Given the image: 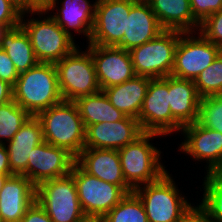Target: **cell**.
I'll use <instances>...</instances> for the list:
<instances>
[{"mask_svg":"<svg viewBox=\"0 0 222 222\" xmlns=\"http://www.w3.org/2000/svg\"><path fill=\"white\" fill-rule=\"evenodd\" d=\"M101 222H148V218L140 198L134 193H128L114 206Z\"/></svg>","mask_w":222,"mask_h":222,"instance_id":"28","label":"cell"},{"mask_svg":"<svg viewBox=\"0 0 222 222\" xmlns=\"http://www.w3.org/2000/svg\"><path fill=\"white\" fill-rule=\"evenodd\" d=\"M180 36L181 31L164 30L155 39L132 48L129 52L136 75L151 79L170 76Z\"/></svg>","mask_w":222,"mask_h":222,"instance_id":"8","label":"cell"},{"mask_svg":"<svg viewBox=\"0 0 222 222\" xmlns=\"http://www.w3.org/2000/svg\"><path fill=\"white\" fill-rule=\"evenodd\" d=\"M160 136L144 132L135 141L118 150L123 176L133 190L157 181L167 172L160 161L162 152L150 143Z\"/></svg>","mask_w":222,"mask_h":222,"instance_id":"4","label":"cell"},{"mask_svg":"<svg viewBox=\"0 0 222 222\" xmlns=\"http://www.w3.org/2000/svg\"><path fill=\"white\" fill-rule=\"evenodd\" d=\"M19 73L15 69L14 63L6 52L0 49V80L14 86Z\"/></svg>","mask_w":222,"mask_h":222,"instance_id":"35","label":"cell"},{"mask_svg":"<svg viewBox=\"0 0 222 222\" xmlns=\"http://www.w3.org/2000/svg\"><path fill=\"white\" fill-rule=\"evenodd\" d=\"M71 174L81 209L88 220H100L127 195L120 186L86 173L76 162Z\"/></svg>","mask_w":222,"mask_h":222,"instance_id":"9","label":"cell"},{"mask_svg":"<svg viewBox=\"0 0 222 222\" xmlns=\"http://www.w3.org/2000/svg\"><path fill=\"white\" fill-rule=\"evenodd\" d=\"M43 5H45L49 0H39Z\"/></svg>","mask_w":222,"mask_h":222,"instance_id":"44","label":"cell"},{"mask_svg":"<svg viewBox=\"0 0 222 222\" xmlns=\"http://www.w3.org/2000/svg\"><path fill=\"white\" fill-rule=\"evenodd\" d=\"M0 222H4V220H3V218H2V216L0 215Z\"/></svg>","mask_w":222,"mask_h":222,"instance_id":"46","label":"cell"},{"mask_svg":"<svg viewBox=\"0 0 222 222\" xmlns=\"http://www.w3.org/2000/svg\"><path fill=\"white\" fill-rule=\"evenodd\" d=\"M215 172L222 178V165Z\"/></svg>","mask_w":222,"mask_h":222,"instance_id":"43","label":"cell"},{"mask_svg":"<svg viewBox=\"0 0 222 222\" xmlns=\"http://www.w3.org/2000/svg\"><path fill=\"white\" fill-rule=\"evenodd\" d=\"M143 132L163 136L172 133V113L169 105L168 76L149 82L143 106L137 118Z\"/></svg>","mask_w":222,"mask_h":222,"instance_id":"12","label":"cell"},{"mask_svg":"<svg viewBox=\"0 0 222 222\" xmlns=\"http://www.w3.org/2000/svg\"><path fill=\"white\" fill-rule=\"evenodd\" d=\"M0 174H12L5 144H0Z\"/></svg>","mask_w":222,"mask_h":222,"instance_id":"40","label":"cell"},{"mask_svg":"<svg viewBox=\"0 0 222 222\" xmlns=\"http://www.w3.org/2000/svg\"><path fill=\"white\" fill-rule=\"evenodd\" d=\"M76 158L67 150L44 141L28 157L27 178L35 185L71 173Z\"/></svg>","mask_w":222,"mask_h":222,"instance_id":"14","label":"cell"},{"mask_svg":"<svg viewBox=\"0 0 222 222\" xmlns=\"http://www.w3.org/2000/svg\"><path fill=\"white\" fill-rule=\"evenodd\" d=\"M172 178L167 171L157 181L133 190L143 203L148 222H180L193 207Z\"/></svg>","mask_w":222,"mask_h":222,"instance_id":"5","label":"cell"},{"mask_svg":"<svg viewBox=\"0 0 222 222\" xmlns=\"http://www.w3.org/2000/svg\"><path fill=\"white\" fill-rule=\"evenodd\" d=\"M137 0H95L94 23L88 44L116 47L126 32L131 6Z\"/></svg>","mask_w":222,"mask_h":222,"instance_id":"11","label":"cell"},{"mask_svg":"<svg viewBox=\"0 0 222 222\" xmlns=\"http://www.w3.org/2000/svg\"><path fill=\"white\" fill-rule=\"evenodd\" d=\"M20 222H53L45 209L35 200Z\"/></svg>","mask_w":222,"mask_h":222,"instance_id":"36","label":"cell"},{"mask_svg":"<svg viewBox=\"0 0 222 222\" xmlns=\"http://www.w3.org/2000/svg\"><path fill=\"white\" fill-rule=\"evenodd\" d=\"M13 100V86L0 80V106Z\"/></svg>","mask_w":222,"mask_h":222,"instance_id":"39","label":"cell"},{"mask_svg":"<svg viewBox=\"0 0 222 222\" xmlns=\"http://www.w3.org/2000/svg\"><path fill=\"white\" fill-rule=\"evenodd\" d=\"M190 6L194 18L201 24L222 9V0H190Z\"/></svg>","mask_w":222,"mask_h":222,"instance_id":"34","label":"cell"},{"mask_svg":"<svg viewBox=\"0 0 222 222\" xmlns=\"http://www.w3.org/2000/svg\"><path fill=\"white\" fill-rule=\"evenodd\" d=\"M206 174L203 180V199L199 207L213 222H222V178L216 172Z\"/></svg>","mask_w":222,"mask_h":222,"instance_id":"27","label":"cell"},{"mask_svg":"<svg viewBox=\"0 0 222 222\" xmlns=\"http://www.w3.org/2000/svg\"><path fill=\"white\" fill-rule=\"evenodd\" d=\"M35 198L36 186L26 176H9L0 191V215L4 222H20Z\"/></svg>","mask_w":222,"mask_h":222,"instance_id":"20","label":"cell"},{"mask_svg":"<svg viewBox=\"0 0 222 222\" xmlns=\"http://www.w3.org/2000/svg\"><path fill=\"white\" fill-rule=\"evenodd\" d=\"M163 31L149 3L146 0H137L131 6L124 37L116 47L130 51L155 39Z\"/></svg>","mask_w":222,"mask_h":222,"instance_id":"21","label":"cell"},{"mask_svg":"<svg viewBox=\"0 0 222 222\" xmlns=\"http://www.w3.org/2000/svg\"><path fill=\"white\" fill-rule=\"evenodd\" d=\"M164 30L195 32L200 23L194 18L190 0H146Z\"/></svg>","mask_w":222,"mask_h":222,"instance_id":"24","label":"cell"},{"mask_svg":"<svg viewBox=\"0 0 222 222\" xmlns=\"http://www.w3.org/2000/svg\"><path fill=\"white\" fill-rule=\"evenodd\" d=\"M185 137L179 146L193 160L207 162L206 171L215 172L222 165V133L201 126L197 121L181 129Z\"/></svg>","mask_w":222,"mask_h":222,"instance_id":"15","label":"cell"},{"mask_svg":"<svg viewBox=\"0 0 222 222\" xmlns=\"http://www.w3.org/2000/svg\"><path fill=\"white\" fill-rule=\"evenodd\" d=\"M221 51L220 46L207 40L200 32H181L171 76L194 81Z\"/></svg>","mask_w":222,"mask_h":222,"instance_id":"10","label":"cell"},{"mask_svg":"<svg viewBox=\"0 0 222 222\" xmlns=\"http://www.w3.org/2000/svg\"><path fill=\"white\" fill-rule=\"evenodd\" d=\"M22 13L11 0H0V26L11 29L20 25Z\"/></svg>","mask_w":222,"mask_h":222,"instance_id":"33","label":"cell"},{"mask_svg":"<svg viewBox=\"0 0 222 222\" xmlns=\"http://www.w3.org/2000/svg\"><path fill=\"white\" fill-rule=\"evenodd\" d=\"M197 122L222 133V94L202 97Z\"/></svg>","mask_w":222,"mask_h":222,"instance_id":"31","label":"cell"},{"mask_svg":"<svg viewBox=\"0 0 222 222\" xmlns=\"http://www.w3.org/2000/svg\"><path fill=\"white\" fill-rule=\"evenodd\" d=\"M169 105L172 113V133L198 120L202 97L192 80L168 76Z\"/></svg>","mask_w":222,"mask_h":222,"instance_id":"17","label":"cell"},{"mask_svg":"<svg viewBox=\"0 0 222 222\" xmlns=\"http://www.w3.org/2000/svg\"><path fill=\"white\" fill-rule=\"evenodd\" d=\"M31 115L14 100L0 106V144H7Z\"/></svg>","mask_w":222,"mask_h":222,"instance_id":"29","label":"cell"},{"mask_svg":"<svg viewBox=\"0 0 222 222\" xmlns=\"http://www.w3.org/2000/svg\"><path fill=\"white\" fill-rule=\"evenodd\" d=\"M25 14H33V18L25 20ZM34 14H39L35 19ZM48 14V16L44 15ZM42 15V16H41ZM44 16V18H43ZM43 19H42V18ZM20 25L28 34L35 56L39 62L56 63L70 54L77 45L43 8L36 11H25Z\"/></svg>","mask_w":222,"mask_h":222,"instance_id":"3","label":"cell"},{"mask_svg":"<svg viewBox=\"0 0 222 222\" xmlns=\"http://www.w3.org/2000/svg\"><path fill=\"white\" fill-rule=\"evenodd\" d=\"M180 222H213L209 216L199 207L193 206Z\"/></svg>","mask_w":222,"mask_h":222,"instance_id":"37","label":"cell"},{"mask_svg":"<svg viewBox=\"0 0 222 222\" xmlns=\"http://www.w3.org/2000/svg\"><path fill=\"white\" fill-rule=\"evenodd\" d=\"M36 117L41 122L46 142L67 150L75 158L83 150L86 128L73 101H62Z\"/></svg>","mask_w":222,"mask_h":222,"instance_id":"2","label":"cell"},{"mask_svg":"<svg viewBox=\"0 0 222 222\" xmlns=\"http://www.w3.org/2000/svg\"><path fill=\"white\" fill-rule=\"evenodd\" d=\"M151 78L136 75L119 85L102 91L110 103L126 116L137 119L143 106Z\"/></svg>","mask_w":222,"mask_h":222,"instance_id":"23","label":"cell"},{"mask_svg":"<svg viewBox=\"0 0 222 222\" xmlns=\"http://www.w3.org/2000/svg\"><path fill=\"white\" fill-rule=\"evenodd\" d=\"M101 91L136 76L130 52L119 47L89 44Z\"/></svg>","mask_w":222,"mask_h":222,"instance_id":"13","label":"cell"},{"mask_svg":"<svg viewBox=\"0 0 222 222\" xmlns=\"http://www.w3.org/2000/svg\"><path fill=\"white\" fill-rule=\"evenodd\" d=\"M8 29H9L8 27L0 26V45H1V41H2L3 35L6 33V31Z\"/></svg>","mask_w":222,"mask_h":222,"instance_id":"42","label":"cell"},{"mask_svg":"<svg viewBox=\"0 0 222 222\" xmlns=\"http://www.w3.org/2000/svg\"><path fill=\"white\" fill-rule=\"evenodd\" d=\"M194 84L201 97L222 94V51L213 63L197 76Z\"/></svg>","mask_w":222,"mask_h":222,"instance_id":"30","label":"cell"},{"mask_svg":"<svg viewBox=\"0 0 222 222\" xmlns=\"http://www.w3.org/2000/svg\"><path fill=\"white\" fill-rule=\"evenodd\" d=\"M35 199L53 222L89 221L81 209L71 173L37 185Z\"/></svg>","mask_w":222,"mask_h":222,"instance_id":"6","label":"cell"},{"mask_svg":"<svg viewBox=\"0 0 222 222\" xmlns=\"http://www.w3.org/2000/svg\"><path fill=\"white\" fill-rule=\"evenodd\" d=\"M207 40L222 48V9L207 17L198 30Z\"/></svg>","mask_w":222,"mask_h":222,"instance_id":"32","label":"cell"},{"mask_svg":"<svg viewBox=\"0 0 222 222\" xmlns=\"http://www.w3.org/2000/svg\"><path fill=\"white\" fill-rule=\"evenodd\" d=\"M78 48L55 63L63 101L74 102L79 97L101 91L90 51L86 48L80 52Z\"/></svg>","mask_w":222,"mask_h":222,"instance_id":"7","label":"cell"},{"mask_svg":"<svg viewBox=\"0 0 222 222\" xmlns=\"http://www.w3.org/2000/svg\"><path fill=\"white\" fill-rule=\"evenodd\" d=\"M44 141L40 120L36 116H30L13 139L5 144L12 175L27 177L28 157L31 156L32 149Z\"/></svg>","mask_w":222,"mask_h":222,"instance_id":"22","label":"cell"},{"mask_svg":"<svg viewBox=\"0 0 222 222\" xmlns=\"http://www.w3.org/2000/svg\"><path fill=\"white\" fill-rule=\"evenodd\" d=\"M143 133L138 119L126 116L116 122H101L87 126L84 147L119 150Z\"/></svg>","mask_w":222,"mask_h":222,"instance_id":"16","label":"cell"},{"mask_svg":"<svg viewBox=\"0 0 222 222\" xmlns=\"http://www.w3.org/2000/svg\"><path fill=\"white\" fill-rule=\"evenodd\" d=\"M76 163L86 173L120 186L127 194L133 192L123 176L118 150L84 147Z\"/></svg>","mask_w":222,"mask_h":222,"instance_id":"18","label":"cell"},{"mask_svg":"<svg viewBox=\"0 0 222 222\" xmlns=\"http://www.w3.org/2000/svg\"><path fill=\"white\" fill-rule=\"evenodd\" d=\"M12 174H0V191L4 185V183L6 182V180L8 179L9 176H11Z\"/></svg>","mask_w":222,"mask_h":222,"instance_id":"41","label":"cell"},{"mask_svg":"<svg viewBox=\"0 0 222 222\" xmlns=\"http://www.w3.org/2000/svg\"><path fill=\"white\" fill-rule=\"evenodd\" d=\"M57 1L58 0H49L43 6V9L46 12L56 10L57 12H54L53 15L50 14V16L57 24L73 39L74 36L71 30L79 33V35L83 34L89 43L94 23L95 2L91 4L88 0H63L60 9L57 6L59 3ZM56 7H58V9H56Z\"/></svg>","mask_w":222,"mask_h":222,"instance_id":"19","label":"cell"},{"mask_svg":"<svg viewBox=\"0 0 222 222\" xmlns=\"http://www.w3.org/2000/svg\"><path fill=\"white\" fill-rule=\"evenodd\" d=\"M85 128L101 122H116L126 117L116 109L103 91L79 97L74 101Z\"/></svg>","mask_w":222,"mask_h":222,"instance_id":"26","label":"cell"},{"mask_svg":"<svg viewBox=\"0 0 222 222\" xmlns=\"http://www.w3.org/2000/svg\"><path fill=\"white\" fill-rule=\"evenodd\" d=\"M0 49L4 50L10 57L19 74L28 71L39 63L30 38L21 25L6 31Z\"/></svg>","mask_w":222,"mask_h":222,"instance_id":"25","label":"cell"},{"mask_svg":"<svg viewBox=\"0 0 222 222\" xmlns=\"http://www.w3.org/2000/svg\"><path fill=\"white\" fill-rule=\"evenodd\" d=\"M13 100L31 116L61 103L55 63L39 62L20 73L13 86Z\"/></svg>","mask_w":222,"mask_h":222,"instance_id":"1","label":"cell"},{"mask_svg":"<svg viewBox=\"0 0 222 222\" xmlns=\"http://www.w3.org/2000/svg\"><path fill=\"white\" fill-rule=\"evenodd\" d=\"M88 222H101L100 220H89Z\"/></svg>","mask_w":222,"mask_h":222,"instance_id":"45","label":"cell"},{"mask_svg":"<svg viewBox=\"0 0 222 222\" xmlns=\"http://www.w3.org/2000/svg\"><path fill=\"white\" fill-rule=\"evenodd\" d=\"M23 12L36 11L43 8V4L39 0H11Z\"/></svg>","mask_w":222,"mask_h":222,"instance_id":"38","label":"cell"}]
</instances>
